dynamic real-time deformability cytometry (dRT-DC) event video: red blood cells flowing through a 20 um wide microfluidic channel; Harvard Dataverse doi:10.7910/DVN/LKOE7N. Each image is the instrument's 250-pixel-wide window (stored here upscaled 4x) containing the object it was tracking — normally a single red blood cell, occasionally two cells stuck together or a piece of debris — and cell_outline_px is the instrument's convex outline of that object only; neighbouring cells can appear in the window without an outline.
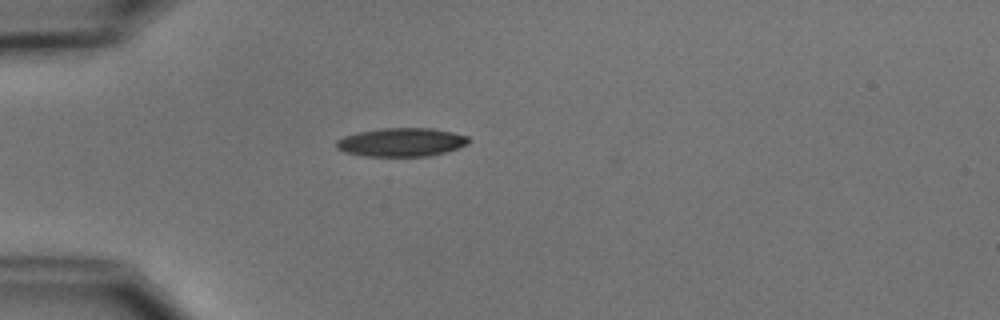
{"species": "common noctule bat (a hibernating species)", "species_latin": "Nyctalus noctula", "temperature_condition": "cold", "stored_images_in_passage": 1, "camera_frame_rate_fps": 3000, "um_per_image_px": 0.085, "animal": {"sex": "male", "body_mass_g": 15.6}, "frame": {"image": 1, "passage_image": 1, "time_ms": 0.0, "image_size_px": [1000, 320], "cell_outline_px": [[468, 144], [444, 152], [428, 156], [364, 156], [344, 152], [336, 148], [336, 140], [344, 136], [356, 132], [380, 128], [432, 128], [452, 132], [468, 136]], "centroid_in_image_um": [34.07, 12.08], "position_along_channel_um": 50.9, "area_um2": 22.02}}